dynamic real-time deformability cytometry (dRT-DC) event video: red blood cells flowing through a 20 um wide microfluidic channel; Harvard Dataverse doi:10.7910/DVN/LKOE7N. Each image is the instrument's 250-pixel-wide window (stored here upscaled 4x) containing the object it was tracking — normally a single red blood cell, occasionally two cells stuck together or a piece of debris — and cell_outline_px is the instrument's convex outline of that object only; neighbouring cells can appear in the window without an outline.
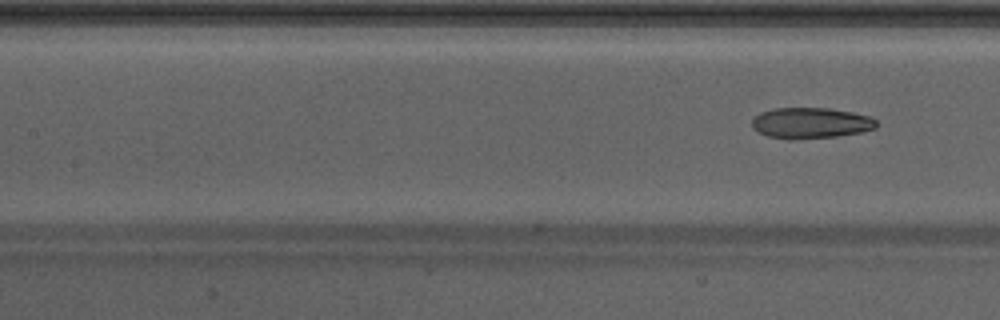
{"species": "Egyptian fruit bat (a non-hibernating species)", "species_latin": "Rousettus aegyptiacus", "temperature_condition": "warm", "stored_images_in_passage": 7, "camera_frame_rate_fps": 3000, "um_per_image_px": 0.085, "animal": {"sex": "male"}, "frame": {"image": 1, "passage_image": 7, "time_ms": 2.0, "image_size_px": [1000, 320], "cell_outline_px": [[876, 128], [864, 132], [836, 136], [788, 140], [768, 136], [760, 132], [752, 124], [752, 120], [760, 112], [776, 108], [828, 108], [852, 112], [868, 116], [876, 120]], "centroid_in_image_um": [68.93, 10.46], "position_along_channel_um": 138.5, "area_um2": 22.25}}